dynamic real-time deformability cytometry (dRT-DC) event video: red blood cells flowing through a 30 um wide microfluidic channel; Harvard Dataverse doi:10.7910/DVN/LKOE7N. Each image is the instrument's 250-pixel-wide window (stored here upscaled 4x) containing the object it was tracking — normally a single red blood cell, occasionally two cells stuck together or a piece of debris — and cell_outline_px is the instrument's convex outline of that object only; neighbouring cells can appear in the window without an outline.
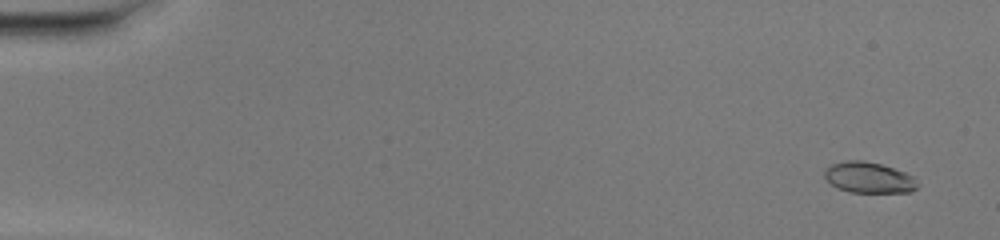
{"species": "common noctule bat (a hibernating species)", "species_latin": "Nyctalus noctula", "temperature_condition": "warm", "stored_images_in_passage": 51, "camera_frame_rate_fps": 3000, "um_per_image_px": 0.085, "animal": {"sex": "female", "body_mass_g": 20.0, "forearm_length_mm": 54.0}, "frame": {"image": 1, "passage_image": 3, "time_ms": 0.667, "image_size_px": [1000, 240], "cell_outline_px": [[920, 184], [912, 192], [848, 192], [836, 188], [824, 176], [824, 172], [832, 164], [848, 160], [864, 160], [880, 164], [916, 176]], "centroid_in_image_um": [73.9, 15.1], "position_along_channel_um": 11.1, "area_um2": 16.82}}
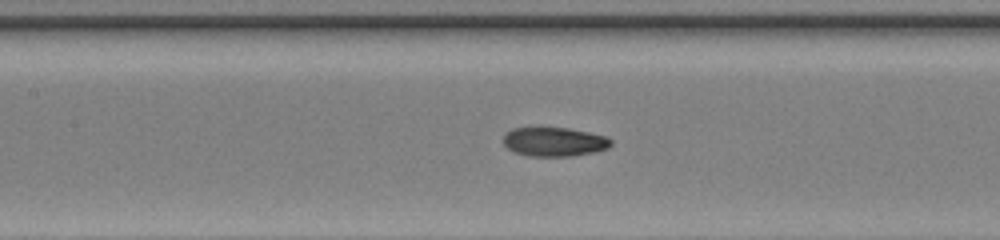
{"frame": {"image": 2, "passage_image": 25, "time_ms": 8.0, "image_size_px": [1000, 240], "cell_outline_px": [[612, 144], [608, 148], [596, 152], [572, 156], [528, 156], [516, 152], [508, 148], [504, 144], [504, 136], [512, 128], [568, 128], [608, 136], [612, 140]], "centroid_in_image_um": [47.17, 12.06], "position_along_channel_um": 160.2, "area_um2": 18.21}}
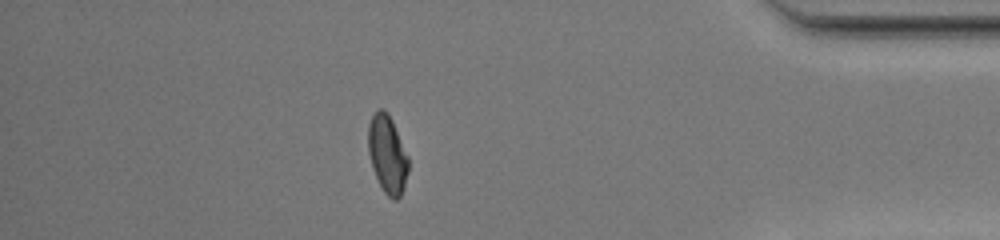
{"frame": {"image": 3, "passage_image": 45, "time_ms": 14.667, "image_size_px": [1000, 240], "cell_outline_px": [[408, 172], [404, 188], [400, 196], [396, 200], [392, 200], [384, 192], [372, 168], [368, 152], [368, 124], [372, 116], [380, 108], [384, 108], [388, 112], [392, 120], [408, 156]], "centroid_in_image_um": [32.92, 13.11], "position_along_channel_um": 402.3, "area_um2": 18.26}, "authors_computed_cell_mechanics": {"area_um2": 18.0914, "velocity_mm_per_s": 4.1631, "shape_relaxation_time_tau1_ms": 10.0039, "shape_relaxation_time_tau2_ms": 1.3096, "deformation_change_tau1": 0.2888, "deformation_change_tau2": 0.061}}